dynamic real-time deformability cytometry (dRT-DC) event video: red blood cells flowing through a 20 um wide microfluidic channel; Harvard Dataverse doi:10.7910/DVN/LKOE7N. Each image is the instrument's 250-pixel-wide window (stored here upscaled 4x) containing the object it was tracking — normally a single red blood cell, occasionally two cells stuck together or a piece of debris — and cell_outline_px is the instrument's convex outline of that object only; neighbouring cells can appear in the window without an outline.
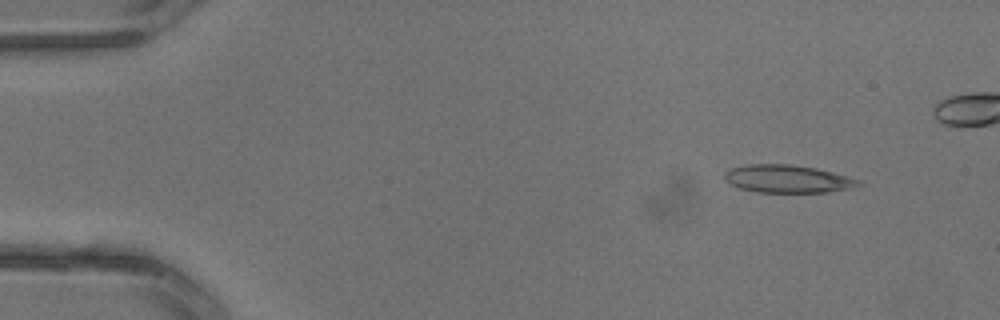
{"species": "common noctule bat (a hibernating species)", "species_latin": "Nyctalus noctula", "temperature_condition": "warm", "stored_images_in_passage": 4, "camera_frame_rate_fps": 3000, "um_per_image_px": 0.085, "animal": {"sex": "male", "body_mass_g": 13.3}, "frame": {"image": 1, "passage_image": 1, "time_ms": 0.0, "image_size_px": [1000, 320], "cell_outline_px": [[864, 184], [852, 188], [828, 192], [756, 192], [740, 188], [728, 184], [724, 180], [724, 172], [732, 168], [748, 164], [788, 164], [816, 168], [848, 176], [860, 180]], "centroid_in_image_um": [66.94, 15.21], "position_along_channel_um": 18.1, "area_um2": 21.85}}